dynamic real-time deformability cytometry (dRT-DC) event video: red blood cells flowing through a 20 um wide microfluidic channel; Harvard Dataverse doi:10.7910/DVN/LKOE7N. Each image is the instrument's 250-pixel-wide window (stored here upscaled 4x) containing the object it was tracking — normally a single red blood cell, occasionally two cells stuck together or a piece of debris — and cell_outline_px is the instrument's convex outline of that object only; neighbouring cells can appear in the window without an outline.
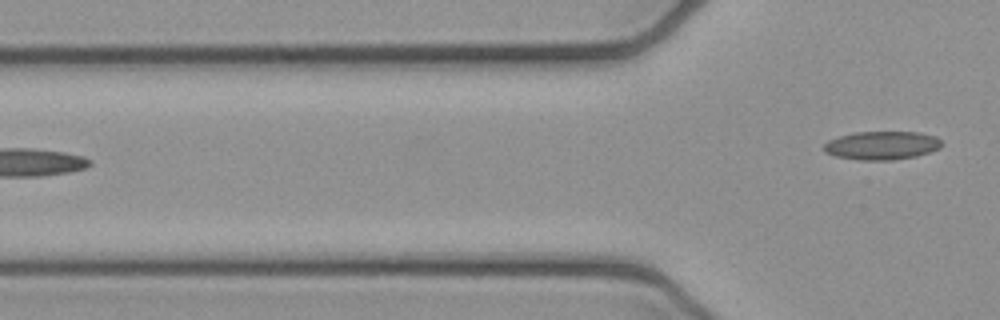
{"species": "common noctule bat (a hibernating species)", "species_latin": "Nyctalus noctula", "temperature_condition": "cold", "stored_images_in_passage": 7, "camera_frame_rate_fps": 3000, "um_per_image_px": 0.085, "animal": {"sex": "female", "body_mass_g": 21.9}, "frame": {"image": 1, "passage_image": 7, "time_ms": 2.0, "image_size_px": [1000, 320], "cell_outline_px": [[944, 144], [940, 148], [932, 152], [916, 156], [892, 160], [860, 160], [836, 156], [824, 152], [824, 144], [828, 140], [840, 136], [856, 132], [920, 132], [936, 136]], "centroid_in_image_um": [75.0, 12.36], "position_along_channel_um": 50.8, "area_um2": 19.65}}